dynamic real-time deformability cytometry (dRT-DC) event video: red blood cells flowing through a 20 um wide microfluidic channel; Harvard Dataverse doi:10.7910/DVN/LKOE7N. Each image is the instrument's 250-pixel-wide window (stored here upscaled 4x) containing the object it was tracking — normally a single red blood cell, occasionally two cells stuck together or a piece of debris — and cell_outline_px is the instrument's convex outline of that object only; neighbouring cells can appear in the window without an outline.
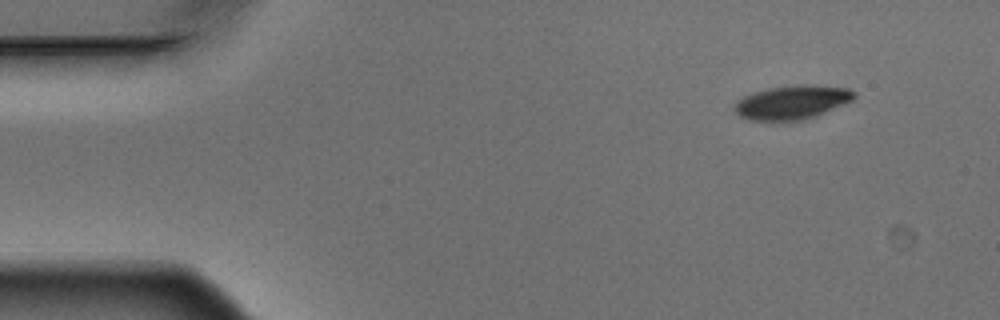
{"species": "Egyptian fruit bat (a non-hibernating species)", "species_latin": "Rousettus aegyptiacus", "temperature_condition": "warm", "stored_images_in_passage": 4, "camera_frame_rate_fps": 3000, "um_per_image_px": 0.085, "animal": {"sex": "male"}, "frame": {"image": 1, "passage_image": 1, "time_ms": 0.0, "image_size_px": [1000, 320], "cell_outline_px": [[856, 96], [852, 100], [816, 116], [804, 120], [748, 120], [740, 116], [732, 108], [744, 96], [752, 92], [768, 88], [804, 84], [848, 88], [856, 92]], "centroid_in_image_um": [67.33, 8.69], "position_along_channel_um": 17.7, "area_um2": 23.41}}
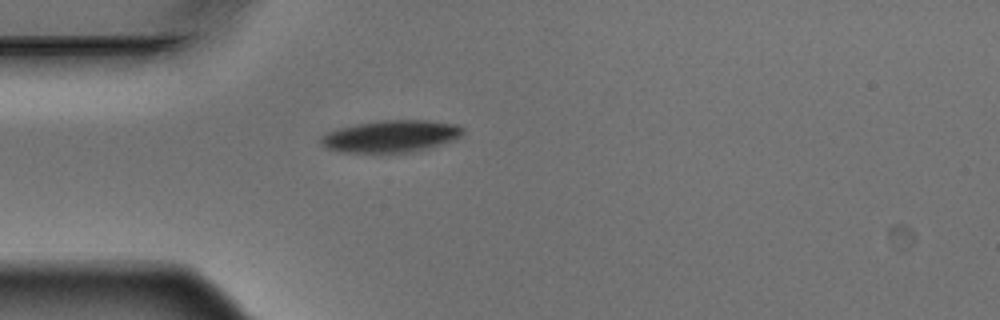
{"frame": {"image": 2, "passage_image": 4, "time_ms": 1.0, "image_size_px": [1000, 320], "cell_outline_px": [[464, 132], [460, 136], [452, 140], [428, 148], [404, 152], [340, 152], [324, 148], [320, 140], [328, 132], [340, 128], [356, 124], [384, 120], [428, 120], [456, 124], [464, 128]], "centroid_in_image_um": [33.23, 11.57], "position_along_channel_um": 51.8, "area_um2": 26.13}}